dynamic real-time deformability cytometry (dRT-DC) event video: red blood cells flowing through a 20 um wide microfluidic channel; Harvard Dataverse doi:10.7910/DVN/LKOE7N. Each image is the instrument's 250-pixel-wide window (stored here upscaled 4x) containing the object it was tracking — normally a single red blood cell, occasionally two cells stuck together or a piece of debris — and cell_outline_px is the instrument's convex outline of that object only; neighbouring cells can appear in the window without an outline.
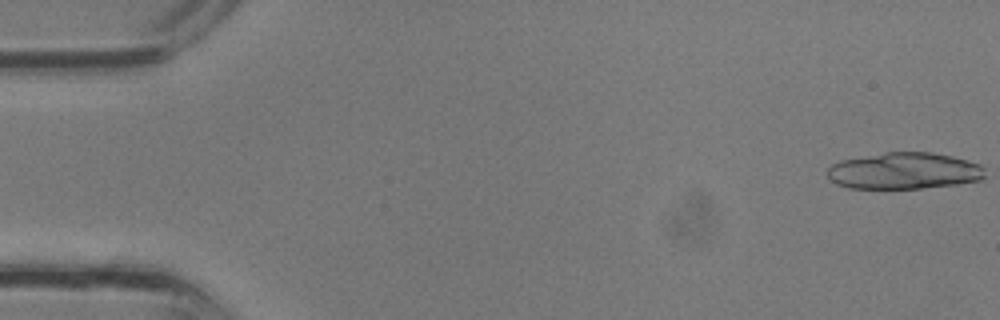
{"species": "common noctule bat (a hibernating species)", "species_latin": "Nyctalus noctula", "temperature_condition": "room temperature", "stored_images_in_passage": 35, "camera_frame_rate_fps": 3000, "um_per_image_px": 0.085, "animal": {"sex": "male", "body_mass_g": 13.3}, "frame": {"image": 1, "passage_image": 1, "time_ms": 0.0, "image_size_px": [1000, 320], "cell_outline_px": [[984, 176], [980, 180], [956, 184], [920, 188], [848, 188], [836, 184], [828, 180], [828, 168], [832, 164], [840, 160], [884, 152], [932, 152], [952, 156], [968, 160], [980, 164], [984, 168]], "centroid_in_image_um": [76.83, 14.52], "position_along_channel_um": 8.2, "area_um2": 33.7}}
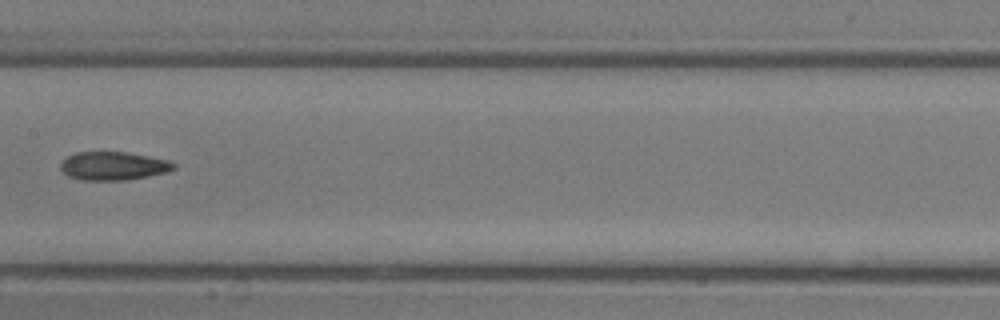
{"frame": {"image": 2, "passage_image": 18, "time_ms": 5.667, "image_size_px": [1000, 320], "cell_outline_px": [[176, 168], [168, 172], [128, 180], [84, 180], [68, 176], [60, 168], [60, 164], [68, 156], [76, 152], [124, 152], [148, 156], [168, 160], [176, 164]], "centroid_in_image_um": [9.66, 14.11], "position_along_channel_um": 197.7, "area_um2": 18.67}}
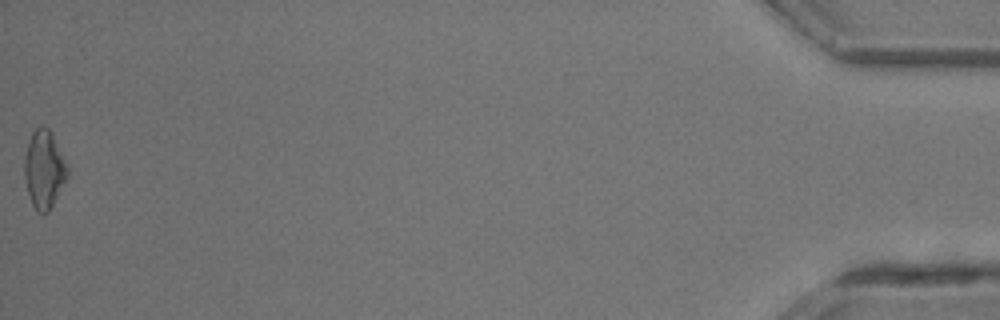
{"frame": {"image": 3, "passage_image": 35, "time_ms": 11.333, "image_size_px": [1000, 320], "cell_outline_px": [[68, 176], [48, 212], [40, 212], [32, 204], [28, 192], [24, 176], [24, 156], [32, 132], [40, 124], [48, 128], [68, 168]], "centroid_in_image_um": [3.73, 14.38], "position_along_channel_um": 431.5, "area_um2": 18.96}}